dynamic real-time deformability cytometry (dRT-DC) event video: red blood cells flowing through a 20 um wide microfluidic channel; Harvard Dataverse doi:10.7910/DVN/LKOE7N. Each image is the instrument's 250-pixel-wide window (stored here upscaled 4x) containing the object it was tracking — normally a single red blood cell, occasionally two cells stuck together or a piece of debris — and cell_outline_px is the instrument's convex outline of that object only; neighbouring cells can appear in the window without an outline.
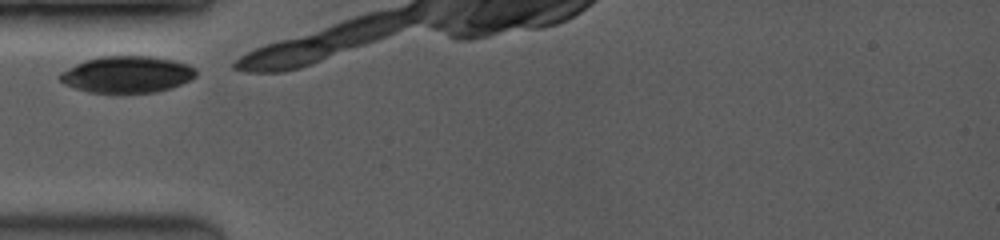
{"species": "common noctule bat (a hibernating species)", "species_latin": "Nyctalus noctula", "temperature_condition": "room temperature", "stored_images_in_passage": 3, "camera_frame_rate_fps": 3500, "um_per_image_px": 0.085, "animal": {"sex": "female", "body_mass_g": 19.0, "forearm_length_mm": 53.3}, "frame": {"image": 1, "passage_image": 1, "time_ms": 0.0, "image_size_px": [1000, 240], "cell_outline_px": [[196, 76], [180, 84], [156, 92], [88, 92], [64, 84], [56, 76], [60, 72], [84, 60], [100, 56], [152, 56], [172, 60], [188, 64], [196, 68]], "centroid_in_image_um": [10.76, 6.31], "position_along_channel_um": 74.2, "area_um2": 28.9}}